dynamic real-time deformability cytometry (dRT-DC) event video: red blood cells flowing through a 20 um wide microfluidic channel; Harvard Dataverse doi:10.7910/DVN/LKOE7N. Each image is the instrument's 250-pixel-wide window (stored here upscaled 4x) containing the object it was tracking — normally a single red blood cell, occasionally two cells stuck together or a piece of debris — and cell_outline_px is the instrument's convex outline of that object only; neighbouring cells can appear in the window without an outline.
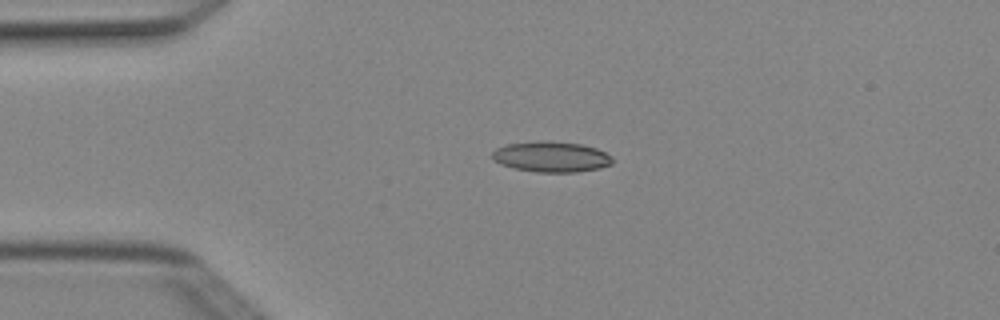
{"species": "Egyptian fruit bat (a non-hibernating species)", "species_latin": "Rousettus aegyptiacus", "temperature_condition": "cold", "stored_images_in_passage": 7, "camera_frame_rate_fps": 3000, "um_per_image_px": 0.085, "animal": {"sex": "female"}, "frame": {"image": 1, "passage_image": 3, "time_ms": 0.667, "image_size_px": [1000, 320], "cell_outline_px": [[612, 164], [600, 168], [576, 172], [536, 172], [512, 168], [500, 164], [492, 160], [492, 152], [496, 148], [508, 144], [540, 140], [544, 140], [580, 144], [596, 148], [612, 156]], "centroid_in_image_um": [46.83, 13.33], "position_along_channel_um": 38.2, "area_um2": 21.56}}
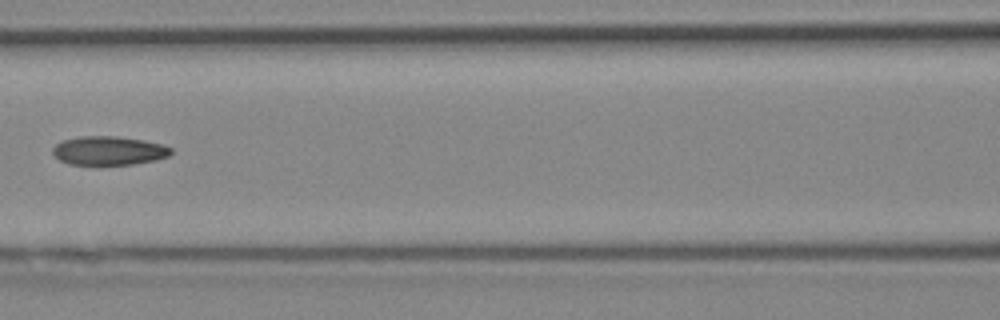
{"frame": {"image": 2, "passage_image": 6, "time_ms": 1.667, "image_size_px": [1000, 320], "cell_outline_px": [[172, 152], [168, 156], [156, 160], [132, 164], [100, 168], [68, 164], [60, 160], [52, 152], [52, 148], [56, 144], [64, 140], [80, 136], [116, 136], [144, 140], [164, 144], [172, 148]], "centroid_in_image_um": [9.24, 12.85], "position_along_channel_um": 157.4, "area_um2": 20.75}}
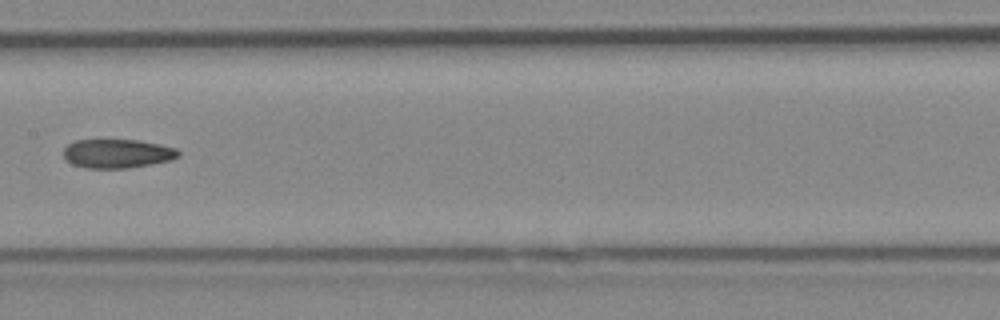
{"frame": {"image": 3, "passage_image": 7, "time_ms": 2.0, "image_size_px": [1000, 320], "cell_outline_px": [[180, 156], [172, 160], [152, 164], [128, 168], [84, 168], [72, 164], [64, 160], [64, 148], [68, 144], [76, 140], [140, 140], [160, 144], [176, 148], [180, 152]], "centroid_in_image_um": [9.98, 13.06], "position_along_channel_um": 197.4, "area_um2": 19.59}}